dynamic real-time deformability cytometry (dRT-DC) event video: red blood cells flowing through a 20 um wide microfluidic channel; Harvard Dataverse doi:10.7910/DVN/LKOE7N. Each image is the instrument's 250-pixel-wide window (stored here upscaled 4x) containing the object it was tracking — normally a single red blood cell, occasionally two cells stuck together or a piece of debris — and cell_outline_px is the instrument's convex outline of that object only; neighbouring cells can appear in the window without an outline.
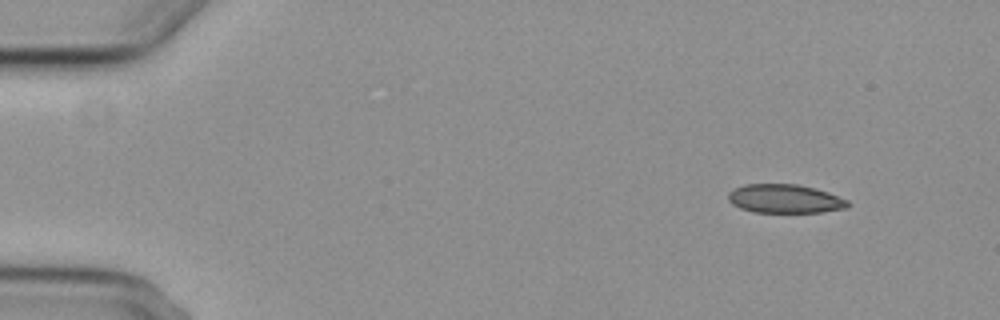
{"species": "common noctule bat (a hibernating species)", "species_latin": "Nyctalus noctula", "temperature_condition": "cold", "stored_images_in_passage": 4, "camera_frame_rate_fps": 3000, "um_per_image_px": 0.085, "animal": {"sex": "female", "body_mass_g": 29.2, "forearm_length_mm": 56.3}, "frame": {"image": 1, "passage_image": 1, "time_ms": 0.0, "image_size_px": [1000, 320], "cell_outline_px": [[852, 204], [848, 208], [820, 212], [752, 212], [740, 208], [732, 204], [728, 200], [728, 192], [744, 184], [796, 184], [816, 188], [828, 192], [848, 200]], "centroid_in_image_um": [66.73, 16.89], "position_along_channel_um": 18.3, "area_um2": 20.17}}